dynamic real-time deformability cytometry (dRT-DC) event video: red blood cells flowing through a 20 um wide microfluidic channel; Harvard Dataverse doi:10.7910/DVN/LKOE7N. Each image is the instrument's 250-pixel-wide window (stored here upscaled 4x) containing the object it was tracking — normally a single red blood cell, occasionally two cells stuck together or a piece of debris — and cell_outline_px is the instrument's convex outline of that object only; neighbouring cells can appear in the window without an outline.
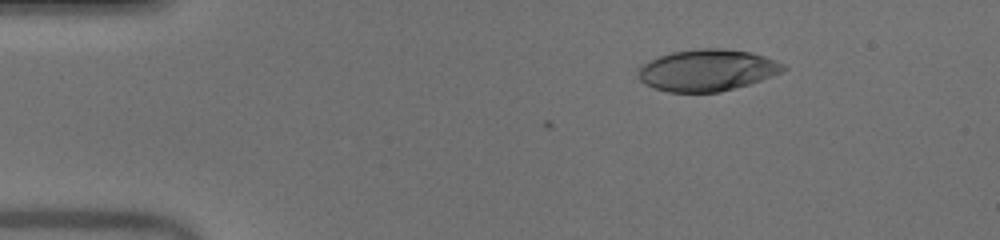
{"species": "human", "species_latin": "Homo sapiens", "temperature_condition": "warm", "stored_images_in_passage": 51, "camera_frame_rate_fps": 3000, "um_per_image_px": 0.085, "donor": {"sex": "male"}, "frame": {"image": 1, "passage_image": 8, "time_ms": 2.333, "image_size_px": [1000, 240], "cell_outline_px": [[788, 68], [780, 72], [760, 80], [748, 84], [720, 92], [668, 92], [644, 84], [636, 76], [636, 72], [644, 64], [660, 56], [672, 52], [700, 48], [720, 48], [752, 52], [776, 60], [784, 64]], "centroid_in_image_um": [60.1, 5.96], "position_along_channel_um": 24.9, "area_um2": 35.03}}
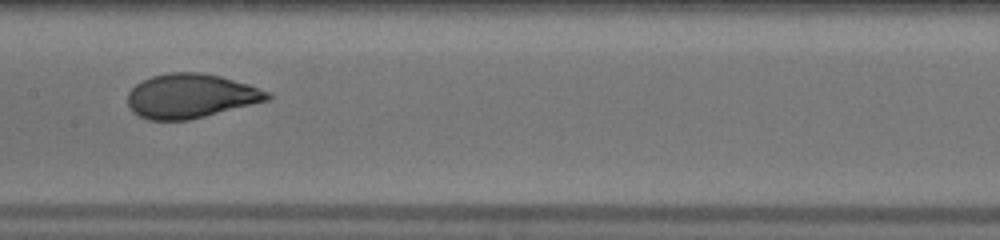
{"frame": {"image": 2, "passage_image": 26, "time_ms": 8.333, "image_size_px": [1000, 240], "cell_outline_px": [[272, 100], [188, 120], [148, 120], [132, 112], [128, 104], [128, 92], [136, 84], [152, 76], [168, 72], [200, 72], [220, 76], [248, 84], [268, 92], [272, 96]], "centroid_in_image_um": [16.22, 8.16], "position_along_channel_um": 191.2, "area_um2": 36.13}}
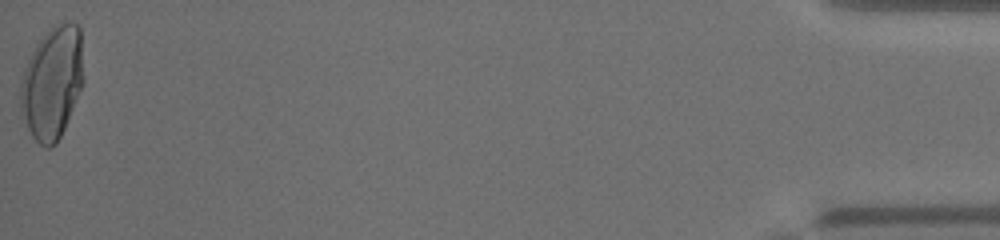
{"frame": {"image": 3, "passage_image": 51, "time_ms": 16.667, "image_size_px": [1000, 240], "cell_outline_px": [[84, 84], [64, 128], [56, 144], [48, 148], [44, 148], [32, 136], [28, 128], [20, 108], [20, 80], [24, 68], [36, 44], [56, 24], [76, 24], [80, 28], [84, 76]], "centroid_in_image_um": [4.44, 7.06], "position_along_channel_um": 430.8, "area_um2": 41.21}, "authors_computed_cell_mechanics": {"area_um2": 35.8938, "velocity_mm_per_s": 4.0568, "shape_relaxation_time_tau1_ms": 6.2152, "shape_relaxation_time_tau2_ms": null, "deformation_change_tau1": 0.2514, "deformation_change_tau2": null}}